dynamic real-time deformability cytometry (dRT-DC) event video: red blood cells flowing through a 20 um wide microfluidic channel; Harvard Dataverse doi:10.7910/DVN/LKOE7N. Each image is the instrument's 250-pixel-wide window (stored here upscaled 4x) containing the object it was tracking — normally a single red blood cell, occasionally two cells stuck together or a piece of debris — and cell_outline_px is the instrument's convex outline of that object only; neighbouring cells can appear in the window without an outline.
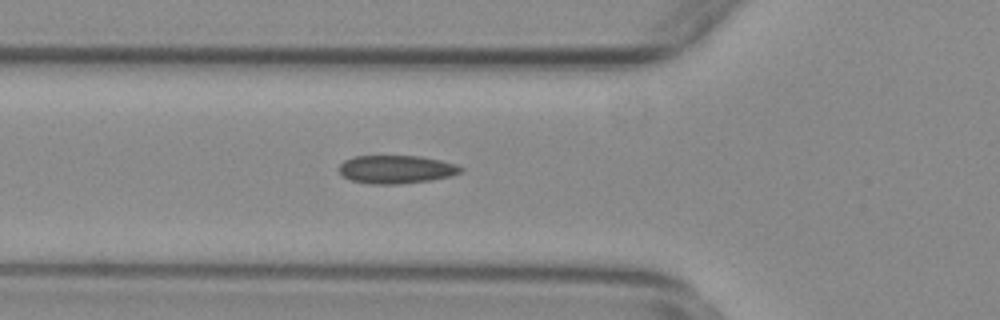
{"species": "common noctule bat (a hibernating species)", "species_latin": "Nyctalus noctula", "temperature_condition": "warm", "stored_images_in_passage": 27, "camera_frame_rate_fps": 3000, "um_per_image_px": 0.085, "animal": {"sex": "female", "body_mass_g": 29.2, "forearm_length_mm": 56.3}, "frame": {"image": 1, "passage_image": 3, "time_ms": 0.667, "image_size_px": [1000, 320], "cell_outline_px": [[464, 172], [452, 176], [432, 180], [400, 184], [372, 184], [348, 180], [336, 168], [344, 160], [352, 156], [420, 156], [440, 160], [456, 164], [464, 168]], "centroid_in_image_um": [33.68, 14.4], "position_along_channel_um": 92.1, "area_um2": 20.35}}
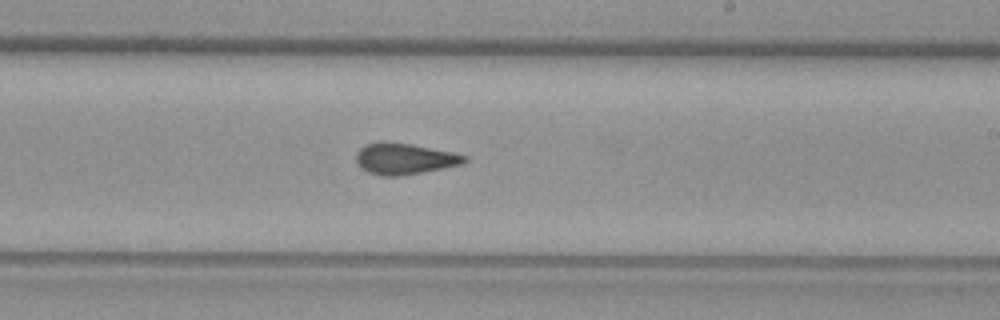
{"frame": {"image": 2, "passage_image": 16, "time_ms": 5.0, "image_size_px": [1000, 320], "cell_outline_px": [[468, 160], [464, 164], [424, 172], [400, 176], [380, 176], [368, 172], [360, 168], [356, 160], [356, 152], [364, 144], [380, 140], [384, 140], [412, 144], [456, 152], [468, 156]], "centroid_in_image_um": [34.39, 13.48], "position_along_channel_um": 254.6, "area_um2": 20.35}}
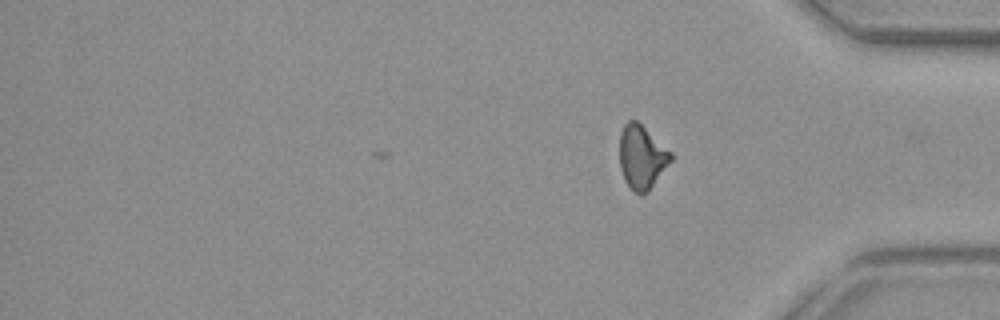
{"frame": {"image": 3, "passage_image": 27, "time_ms": 8.667, "image_size_px": [1000, 320], "cell_outline_px": [[672, 160], [648, 192], [640, 196], [632, 192], [624, 180], [620, 168], [620, 132], [624, 124], [628, 120], [636, 120], [672, 152]], "centroid_in_image_um": [54.54, 13.38], "position_along_channel_um": 380.7, "area_um2": 19.19}, "authors_computed_cell_mechanics": {"area_um2": 19.5942, "velocity_mm_per_s": 3.7434, "shape_relaxation_time_tau1_ms": null, "shape_relaxation_time_tau2_ms": 1.3572, "deformation_change_tau1": null, "deformation_change_tau2": 0.0617}}